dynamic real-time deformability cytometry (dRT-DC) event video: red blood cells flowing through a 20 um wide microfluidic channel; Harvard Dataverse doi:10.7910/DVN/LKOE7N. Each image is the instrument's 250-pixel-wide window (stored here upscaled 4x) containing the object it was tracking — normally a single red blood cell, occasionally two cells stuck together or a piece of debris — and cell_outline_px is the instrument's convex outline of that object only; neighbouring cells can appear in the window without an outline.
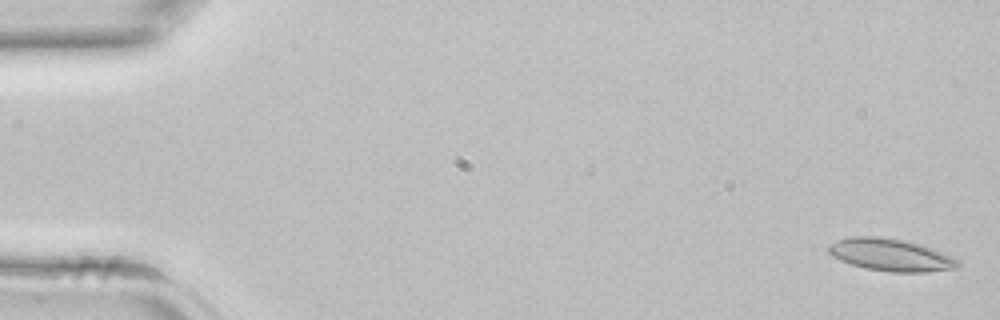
{"species": "common noctule bat (a hibernating species)", "species_latin": "Nyctalus noctula", "temperature_condition": "room temperature", "stored_images_in_passage": 42, "camera_frame_rate_fps": 3000, "um_per_image_px": 0.085, "animal": {"sex": "female", "body_mass_g": 22.7, "forearm_length_mm": 54.2}, "frame": {"image": 1, "passage_image": 1, "time_ms": 0.0, "image_size_px": [1000, 320], "cell_outline_px": [[960, 264], [956, 268], [928, 272], [888, 272], [864, 268], [840, 260], [832, 256], [828, 252], [828, 244], [836, 240], [852, 236], [876, 236], [904, 240], [920, 244], [932, 248], [960, 260]], "centroid_in_image_um": [75.69, 21.66], "position_along_channel_um": 9.3, "area_um2": 24.51}}
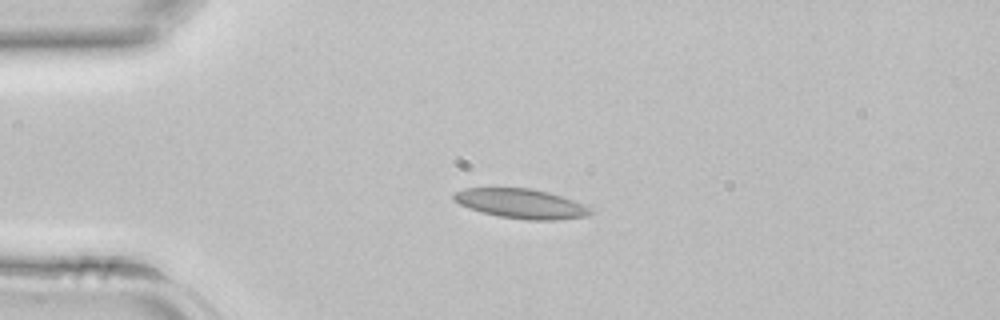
{"frame": {"image": 2, "passage_image": 10, "time_ms": 3.0, "image_size_px": [1000, 320], "cell_outline_px": [[592, 212], [588, 216], [556, 220], [528, 220], [500, 216], [480, 212], [468, 208], [452, 200], [452, 196], [456, 192], [464, 188], [532, 188], [548, 192], [584, 204]], "centroid_in_image_um": [44.25, 17.31], "position_along_channel_um": 40.7, "area_um2": 23.47}}